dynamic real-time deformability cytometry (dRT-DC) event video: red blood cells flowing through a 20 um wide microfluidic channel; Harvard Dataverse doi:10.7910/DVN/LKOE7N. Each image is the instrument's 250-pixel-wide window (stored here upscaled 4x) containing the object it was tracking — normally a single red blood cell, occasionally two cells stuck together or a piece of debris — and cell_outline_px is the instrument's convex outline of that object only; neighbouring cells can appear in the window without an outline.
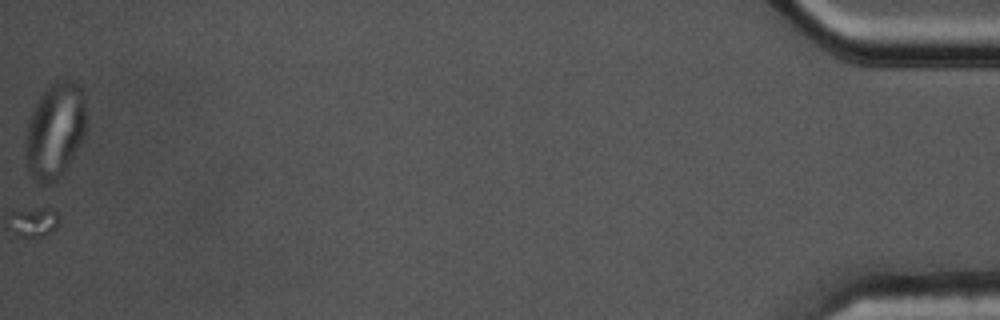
{"species": "common noctule bat (a hibernating species)", "species_latin": "Nyctalus noctula", "temperature_condition": "cold", "stored_images_in_passage": 62, "camera_frame_rate_fps": 3000, "um_per_image_px": 0.085, "animal": {"sex": "male", "body_mass_g": 17.5, "forearm_length_mm": 52.3}, "frame": {"image": 1, "passage_image": 62, "time_ms": 20.333, "image_size_px": [1000, 320], "cell_outline_px": [[84, 136], [80, 144], [56, 184], [40, 184], [28, 172], [24, 164], [24, 144], [28, 120], [32, 108], [48, 84], [56, 80], [72, 80], [80, 84], [84, 96]], "centroid_in_image_um": [4.62, 11.12], "position_along_channel_um": 430.6, "area_um2": 34.51}}